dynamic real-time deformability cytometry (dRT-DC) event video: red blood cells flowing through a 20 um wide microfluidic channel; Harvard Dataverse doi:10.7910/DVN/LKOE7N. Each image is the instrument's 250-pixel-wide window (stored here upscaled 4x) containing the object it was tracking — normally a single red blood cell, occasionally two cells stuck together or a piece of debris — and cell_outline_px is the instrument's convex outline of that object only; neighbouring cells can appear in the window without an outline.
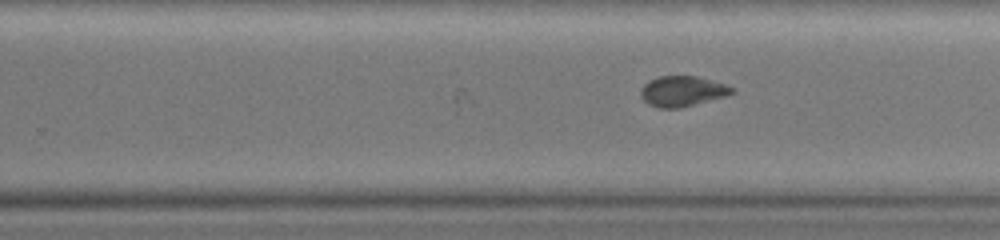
{"species": "common noctule bat (a hibernating species)", "species_latin": "Nyctalus noctula", "temperature_condition": "warm", "stored_images_in_passage": 33, "camera_frame_rate_fps": 3000, "um_per_image_px": 0.085, "animal": {"sex": "female", "body_mass_g": 19.0, "forearm_length_mm": 51.5}, "frame": {"image": 1, "passage_image": 33, "time_ms": 10.667, "image_size_px": [1000, 240], "cell_outline_px": [[736, 92], [724, 96], [680, 108], [660, 108], [648, 104], [640, 96], [640, 88], [648, 80], [660, 76], [696, 76], [728, 84]], "centroid_in_image_um": [57.97, 7.74], "position_along_channel_um": 271.8, "area_um2": 16.18}}